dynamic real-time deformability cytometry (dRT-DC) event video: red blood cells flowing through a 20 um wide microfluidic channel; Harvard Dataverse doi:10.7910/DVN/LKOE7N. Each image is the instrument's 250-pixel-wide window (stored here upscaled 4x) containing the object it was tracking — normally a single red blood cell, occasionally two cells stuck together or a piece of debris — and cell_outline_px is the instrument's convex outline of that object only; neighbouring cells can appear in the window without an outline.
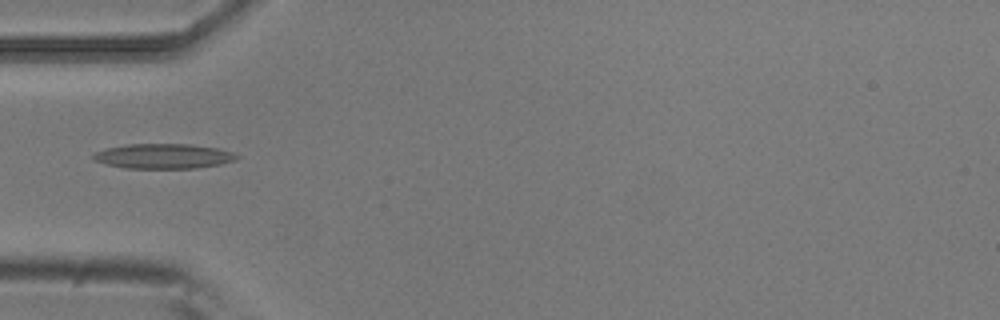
{"species": "common noctule bat (a hibernating species)", "species_latin": "Nyctalus noctula", "temperature_condition": "room temperature", "stored_images_in_passage": 4, "camera_frame_rate_fps": 3000, "um_per_image_px": 0.085, "animal": {"sex": "male", "body_mass_g": 20.5, "forearm_length_mm": 52.5}, "frame": {"image": 1, "passage_image": 3, "time_ms": 0.667, "image_size_px": [1000, 320], "cell_outline_px": [[240, 156], [236, 160], [220, 164], [196, 168], [124, 168], [92, 160], [92, 152], [104, 148], [128, 144], [188, 144], [216, 148], [232, 152]], "centroid_in_image_um": [13.84, 13.27], "position_along_channel_um": 71.2, "area_um2": 20.87}}
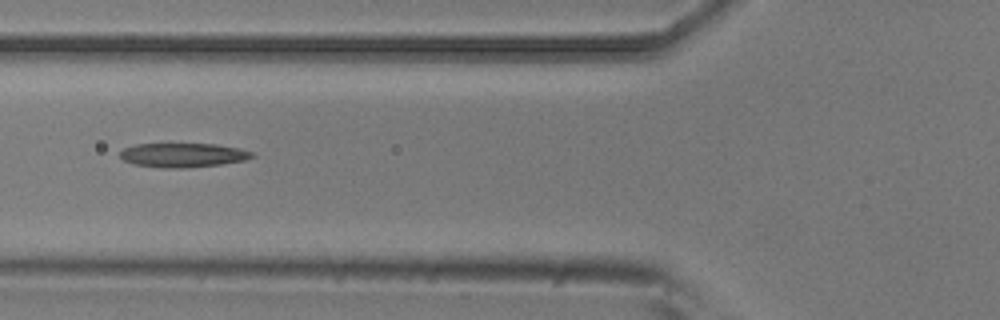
{"frame": {"image": 2, "passage_image": 4, "time_ms": 1.0, "image_size_px": [1000, 320], "cell_outline_px": [[256, 156], [244, 160], [220, 164], [188, 168], [160, 168], [132, 164], [124, 160], [120, 156], [120, 152], [124, 148], [136, 144], [216, 144], [240, 148], [252, 152]], "centroid_in_image_um": [15.55, 13.19], "position_along_channel_um": 110.3, "area_um2": 18.67}}